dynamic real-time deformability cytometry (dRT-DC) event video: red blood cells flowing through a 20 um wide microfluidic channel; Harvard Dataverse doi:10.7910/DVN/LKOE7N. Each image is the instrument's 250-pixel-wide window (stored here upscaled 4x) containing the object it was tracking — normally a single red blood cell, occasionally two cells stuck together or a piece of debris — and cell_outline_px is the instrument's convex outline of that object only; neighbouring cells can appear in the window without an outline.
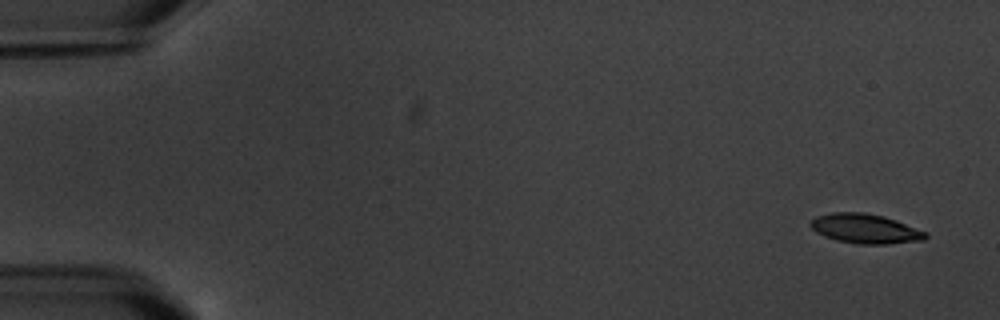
{"species": "common noctule bat (a hibernating species)", "species_latin": "Nyctalus noctula", "temperature_condition": "warm", "stored_images_in_passage": 5, "camera_frame_rate_fps": 3000, "um_per_image_px": 0.085, "animal": {"sex": "male", "body_mass_g": 20.1, "forearm_length_mm": 53.5}, "frame": {"image": 1, "passage_image": 1, "time_ms": 0.0, "image_size_px": [1000, 320], "cell_outline_px": [[928, 236], [924, 240], [888, 244], [856, 244], [836, 240], [824, 236], [816, 232], [808, 224], [816, 216], [832, 212], [864, 212], [884, 216], [896, 220], [928, 232]], "centroid_in_image_um": [73.56, 19.44], "position_along_channel_um": 11.4, "area_um2": 20.0}}
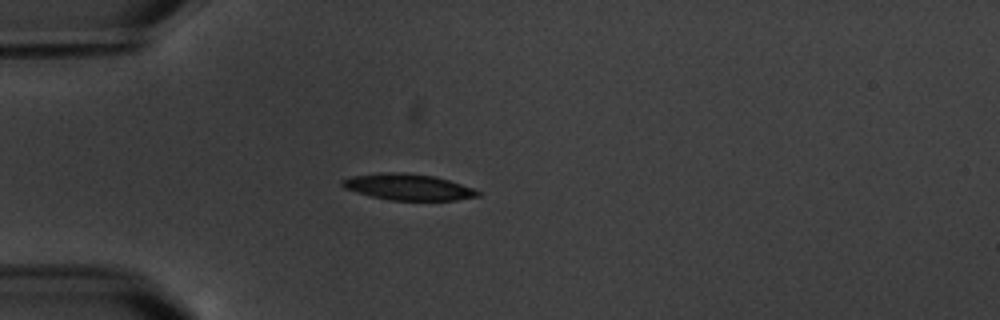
{"frame": {"image": 2, "passage_image": 5, "time_ms": 4.667, "image_size_px": [1000, 320], "cell_outline_px": [[480, 196], [456, 200], [392, 200], [372, 196], [356, 192], [344, 188], [340, 184], [340, 180], [352, 176], [380, 172], [404, 172], [436, 176], [472, 188], [480, 192]], "centroid_in_image_um": [34.66, 15.88], "position_along_channel_um": 50.3, "area_um2": 20.69}}